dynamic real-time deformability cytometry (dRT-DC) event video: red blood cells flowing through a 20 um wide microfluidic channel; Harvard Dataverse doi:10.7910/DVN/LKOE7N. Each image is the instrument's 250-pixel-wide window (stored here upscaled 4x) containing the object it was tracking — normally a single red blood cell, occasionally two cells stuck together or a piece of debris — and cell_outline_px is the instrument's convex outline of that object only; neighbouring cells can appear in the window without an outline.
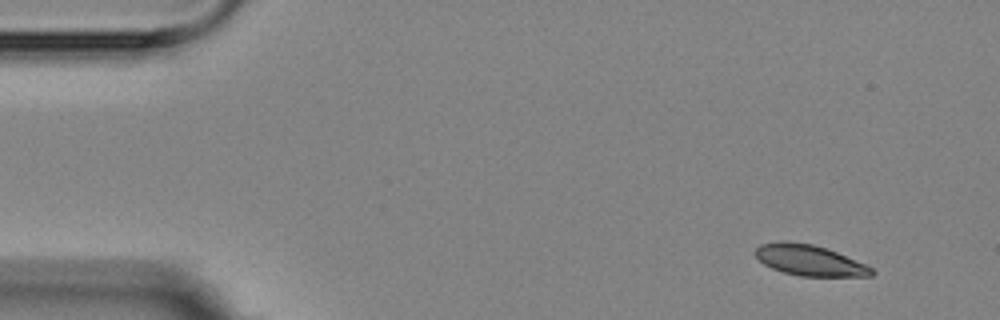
{"species": "Egyptian fruit bat (a non-hibernating species)", "species_latin": "Rousettus aegyptiacus", "temperature_condition": "room temperature", "stored_images_in_passage": 4, "camera_frame_rate_fps": 3000, "um_per_image_px": 0.085, "animal": {"sex": "female"}, "frame": {"image": 1, "passage_image": 1, "time_ms": 0.0, "image_size_px": [1000, 320], "cell_outline_px": [[876, 272], [872, 276], [800, 276], [784, 272], [772, 268], [764, 264], [756, 256], [756, 248], [760, 244], [780, 240], [788, 240], [812, 244], [836, 252], [864, 264], [872, 268]], "centroid_in_image_um": [68.78, 22.11], "position_along_channel_um": 16.2, "area_um2": 20.69}}
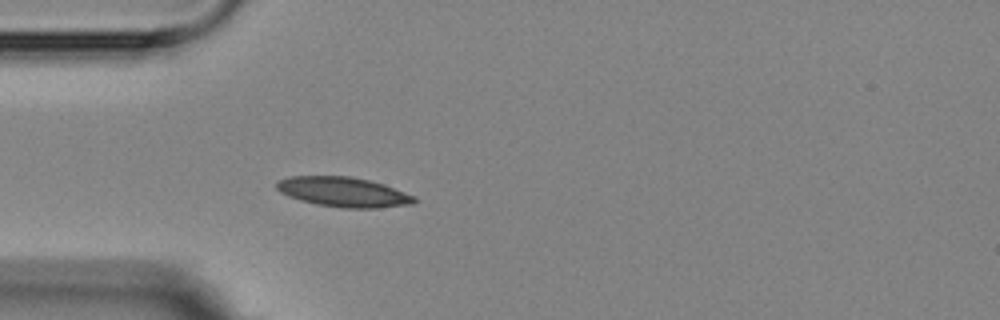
{"frame": {"image": 2, "passage_image": 4, "time_ms": 3.667, "image_size_px": [1000, 320], "cell_outline_px": [[416, 200], [412, 204], [376, 208], [340, 208], [316, 204], [300, 200], [288, 196], [280, 192], [276, 188], [276, 180], [288, 176], [352, 176], [384, 184], [416, 196]], "centroid_in_image_um": [29.16, 16.31], "position_along_channel_um": 55.8, "area_um2": 24.1}}